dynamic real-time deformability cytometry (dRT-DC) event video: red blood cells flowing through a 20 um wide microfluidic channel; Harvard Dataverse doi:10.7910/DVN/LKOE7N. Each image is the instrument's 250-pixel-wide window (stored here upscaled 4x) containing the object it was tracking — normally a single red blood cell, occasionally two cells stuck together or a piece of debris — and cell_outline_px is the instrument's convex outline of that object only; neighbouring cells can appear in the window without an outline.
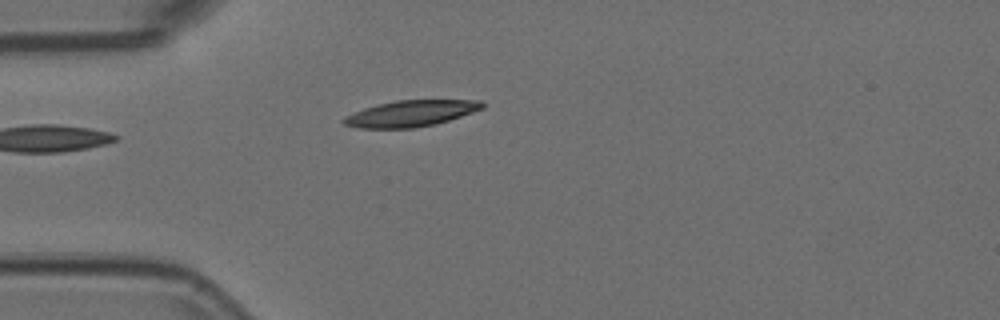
{"species": "Egyptian fruit bat (a non-hibernating species)", "species_latin": "Rousettus aegyptiacus", "temperature_condition": "room temperature", "stored_images_in_passage": 6, "camera_frame_rate_fps": 3000, "um_per_image_px": 0.085, "animal": {"sex": "female"}, "frame": {"image": 1, "passage_image": 1, "time_ms": 0.0, "image_size_px": [1000, 320], "cell_outline_px": [[484, 108], [436, 124], [412, 128], [360, 128], [344, 124], [340, 120], [344, 116], [364, 108], [396, 100], [480, 100], [484, 104]], "centroid_in_image_um": [34.89, 9.64], "position_along_channel_um": 50.1, "area_um2": 20.98}}